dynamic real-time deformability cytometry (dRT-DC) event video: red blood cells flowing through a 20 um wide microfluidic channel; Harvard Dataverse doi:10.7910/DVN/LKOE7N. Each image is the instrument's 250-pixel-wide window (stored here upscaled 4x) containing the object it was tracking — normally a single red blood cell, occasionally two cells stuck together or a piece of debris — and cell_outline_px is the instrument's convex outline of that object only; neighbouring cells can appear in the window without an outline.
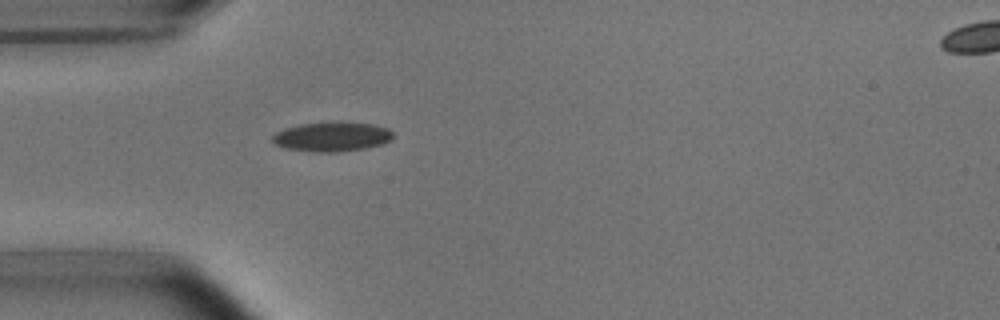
{"species": "common noctule bat (a hibernating species)", "species_latin": "Nyctalus noctula", "temperature_condition": "room temperature", "stored_images_in_passage": 38, "camera_frame_rate_fps": 3000, "um_per_image_px": 0.085, "animal": {"sex": "male", "body_mass_g": 15.6}, "frame": {"image": 1, "passage_image": 1, "time_ms": 0.0, "image_size_px": [1000, 320], "cell_outline_px": [[392, 140], [380, 144], [364, 148], [336, 152], [312, 152], [288, 148], [276, 144], [272, 140], [272, 136], [276, 132], [284, 128], [300, 124], [372, 124], [388, 128], [392, 132]], "centroid_in_image_um": [28.19, 11.65], "position_along_channel_um": 56.8, "area_um2": 19.88}}
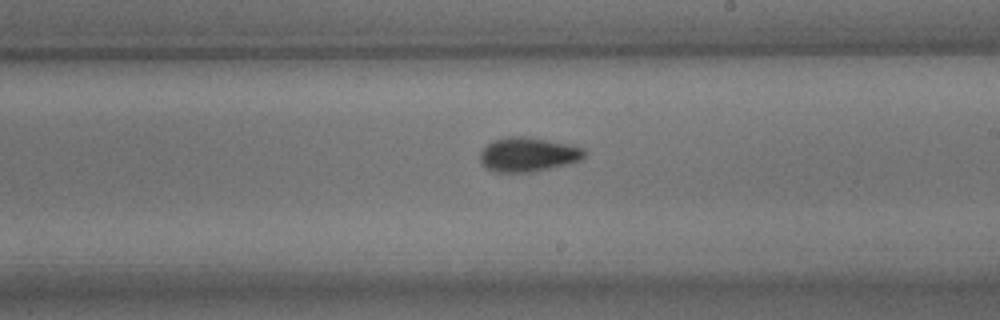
{"frame": {"image": 2, "passage_image": 16, "time_ms": 5.0, "image_size_px": [1000, 320], "cell_outline_px": [[584, 156], [580, 160], [568, 164], [536, 172], [496, 172], [488, 168], [480, 160], [480, 152], [488, 144], [496, 140], [508, 136], [524, 136], [568, 144], [584, 148]], "centroid_in_image_um": [44.9, 13.14], "position_along_channel_um": 244.1, "area_um2": 20.63}}
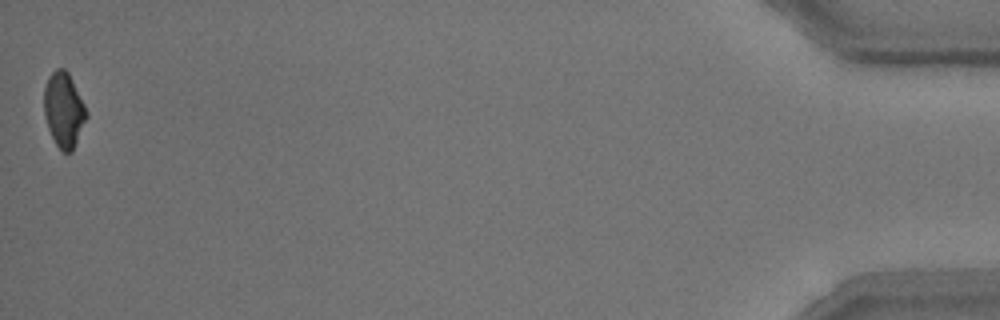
{"frame": {"image": 3, "passage_image": 38, "time_ms": 12.333, "image_size_px": [1000, 320], "cell_outline_px": [[88, 116], [72, 152], [64, 152], [56, 144], [48, 128], [44, 112], [44, 88], [48, 76], [56, 68], [64, 68], [68, 72], [88, 112]], "centroid_in_image_um": [5.42, 9.32], "position_along_channel_um": 429.8, "area_um2": 18.38}, "authors_computed_cell_mechanics": {"area_um2": 19.6809, "velocity_mm_per_s": 3.7993, "shape_relaxation_time_tau1_ms": 3.4467, "shape_relaxation_time_tau2_ms": 3.5764, "deformation_change_tau1": 0.1216, "deformation_change_tau2": 0.0849}}